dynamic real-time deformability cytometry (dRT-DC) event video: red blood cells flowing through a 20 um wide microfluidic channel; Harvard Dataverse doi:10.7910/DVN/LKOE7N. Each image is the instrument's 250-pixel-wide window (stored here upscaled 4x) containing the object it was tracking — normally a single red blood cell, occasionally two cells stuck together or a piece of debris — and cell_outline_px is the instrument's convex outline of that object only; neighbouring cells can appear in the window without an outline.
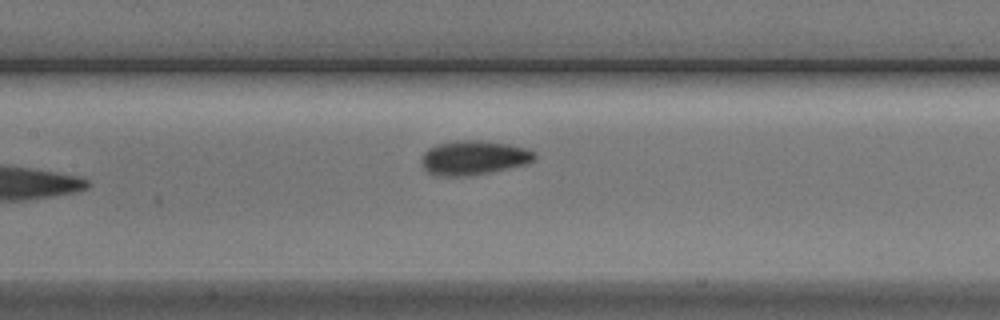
{"species": "Egyptian fruit bat (a non-hibernating species)", "species_latin": "Rousettus aegyptiacus", "temperature_condition": "cold", "stored_images_in_passage": 8, "camera_frame_rate_fps": 3000, "um_per_image_px": 0.085, "animal": {"sex": "male"}, "frame": {"image": 1, "passage_image": 8, "time_ms": 8.333, "image_size_px": [1000, 320], "cell_outline_px": [[536, 160], [528, 164], [472, 176], [436, 176], [428, 172], [424, 168], [420, 160], [424, 152], [428, 148], [436, 144], [456, 140], [480, 140], [508, 144], [528, 148], [536, 156]], "centroid_in_image_um": [40.26, 13.41], "position_along_channel_um": 167.1, "area_um2": 22.95}}